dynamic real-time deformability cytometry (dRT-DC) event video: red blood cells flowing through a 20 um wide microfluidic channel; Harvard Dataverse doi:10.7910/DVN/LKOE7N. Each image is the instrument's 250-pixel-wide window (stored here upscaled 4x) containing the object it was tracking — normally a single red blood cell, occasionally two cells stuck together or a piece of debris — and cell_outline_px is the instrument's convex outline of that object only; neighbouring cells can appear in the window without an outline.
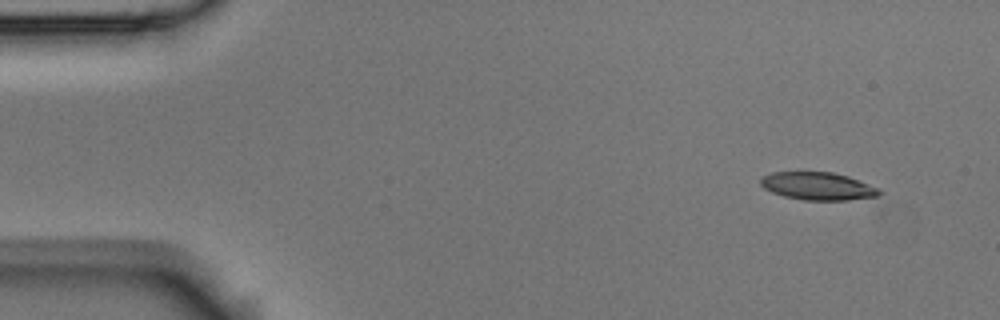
{"species": "Egyptian fruit bat (a non-hibernating species)", "species_latin": "Rousettus aegyptiacus", "temperature_condition": "room temperature", "stored_images_in_passage": 4, "camera_frame_rate_fps": 3000, "um_per_image_px": 0.085, "animal": {"sex": "male"}, "frame": {"image": 1, "passage_image": 1, "time_ms": 0.0, "image_size_px": [1000, 320], "cell_outline_px": [[884, 192], [880, 196], [848, 200], [804, 200], [784, 196], [772, 192], [764, 188], [760, 184], [760, 176], [772, 172], [832, 172], [848, 176], [880, 188]], "centroid_in_image_um": [69.54, 15.82], "position_along_channel_um": 15.5, "area_um2": 19.42}}
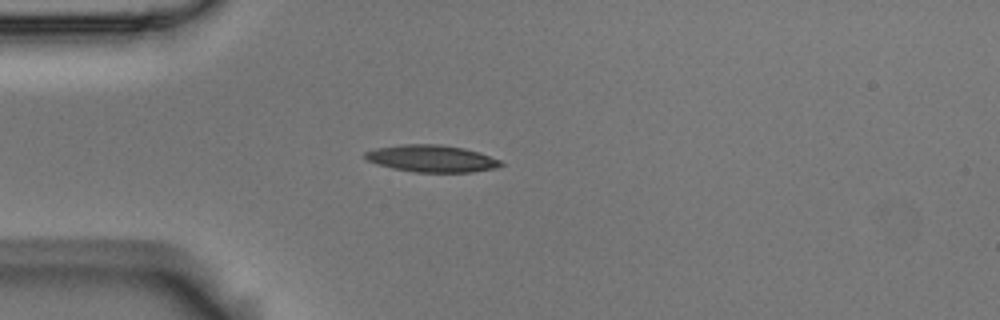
{"frame": {"image": 2, "passage_image": 4, "time_ms": 1.0, "image_size_px": [1000, 320], "cell_outline_px": [[504, 164], [496, 168], [472, 172], [416, 172], [392, 168], [368, 160], [364, 156], [364, 152], [376, 148], [400, 144], [440, 144], [464, 148], [480, 152], [500, 160]], "centroid_in_image_um": [36.72, 13.47], "position_along_channel_um": 48.3, "area_um2": 21.33}}